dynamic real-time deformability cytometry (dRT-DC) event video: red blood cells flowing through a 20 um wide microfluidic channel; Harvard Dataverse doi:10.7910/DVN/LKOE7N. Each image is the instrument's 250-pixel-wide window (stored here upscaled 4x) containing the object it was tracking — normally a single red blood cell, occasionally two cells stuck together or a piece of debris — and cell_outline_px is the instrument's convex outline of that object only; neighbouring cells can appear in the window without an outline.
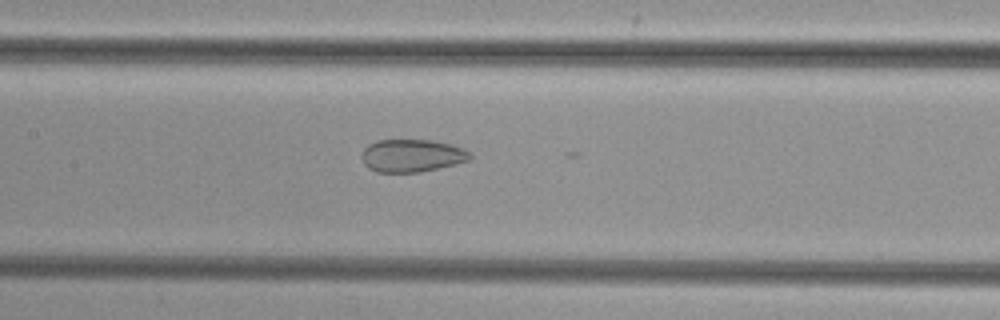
{"species": "common noctule bat (a hibernating species)", "species_latin": "Nyctalus noctula", "temperature_condition": "cold", "stored_images_in_passage": 38, "segment_of_instrument_passage": [2, 2], "camera_frame_rate_fps": 3000, "um_per_image_px": 0.085, "animal": {"sex": "female", "body_mass_g": 29.2, "forearm_length_mm": 56.3}, "frame": {"image": 1, "passage_image": 25, "time_ms": 8.0, "image_size_px": [1000, 320], "cell_outline_px": [[472, 156], [468, 160], [456, 164], [420, 172], [376, 172], [368, 168], [364, 164], [360, 156], [364, 148], [368, 144], [376, 140], [432, 140], [452, 144], [464, 148]], "centroid_in_image_um": [34.98, 13.22], "position_along_channel_um": 172.4, "area_um2": 20.81}}
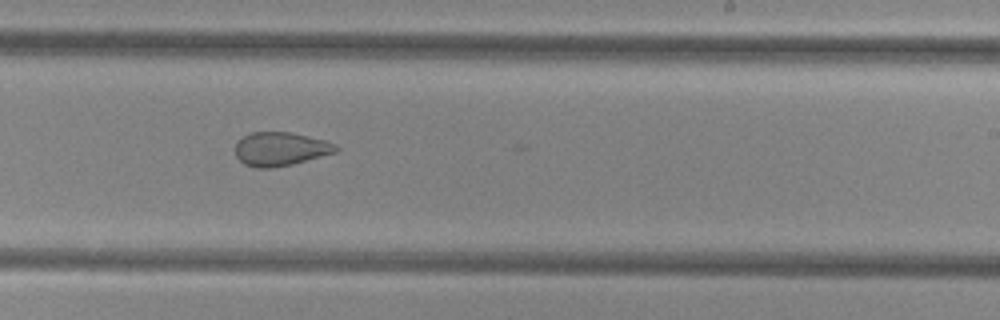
{"frame": {"image": 2, "passage_image": 32, "time_ms": 10.333, "image_size_px": [1000, 320], "cell_outline_px": [[340, 148], [336, 152], [292, 164], [272, 168], [256, 168], [244, 164], [236, 156], [236, 140], [252, 132], [292, 132], [324, 140], [336, 144]], "centroid_in_image_um": [23.83, 12.66], "position_along_channel_um": 265.2, "area_um2": 19.77}}
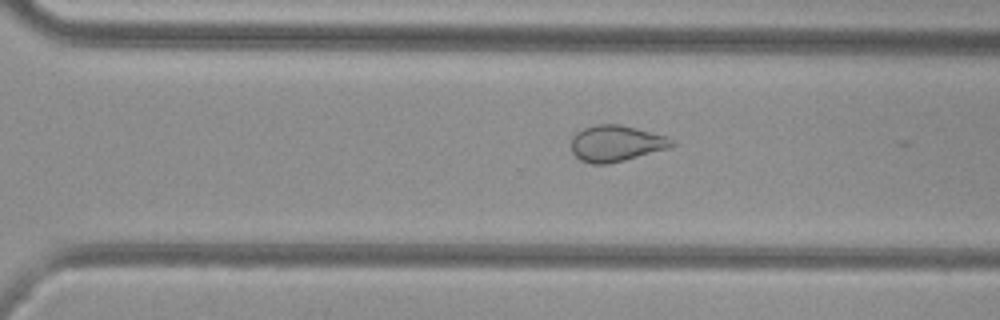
{"frame": {"image": 3, "passage_image": 36, "time_ms": 11.667, "image_size_px": [1000, 320], "cell_outline_px": [[676, 144], [668, 148], [624, 160], [608, 164], [588, 164], [580, 160], [572, 152], [572, 136], [576, 132], [584, 128], [596, 124], [620, 124], [668, 136]], "centroid_in_image_um": [52.35, 12.19], "position_along_channel_um": 318.3, "area_um2": 21.21}}